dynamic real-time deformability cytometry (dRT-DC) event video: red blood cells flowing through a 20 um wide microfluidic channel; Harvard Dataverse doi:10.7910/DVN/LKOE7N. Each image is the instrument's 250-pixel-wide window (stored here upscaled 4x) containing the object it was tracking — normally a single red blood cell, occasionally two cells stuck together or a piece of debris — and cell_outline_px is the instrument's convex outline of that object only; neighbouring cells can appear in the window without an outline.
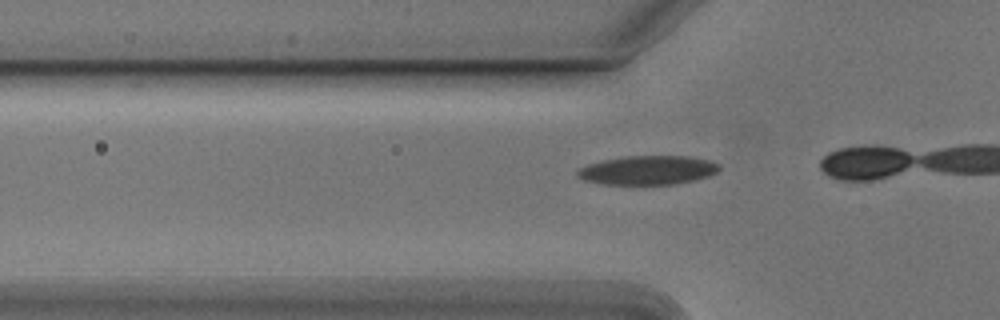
{"species": "Egyptian fruit bat (a non-hibernating species)", "species_latin": "Rousettus aegyptiacus", "temperature_condition": "cold", "stored_images_in_passage": 6, "camera_frame_rate_fps": 3000, "um_per_image_px": 0.085, "animal": {"sex": "male"}, "frame": {"image": 1, "passage_image": 2, "time_ms": 0.333, "image_size_px": [1000, 320], "cell_outline_px": [[720, 168], [716, 172], [708, 176], [692, 180], [672, 184], [600, 184], [584, 180], [576, 176], [576, 172], [580, 168], [588, 164], [604, 160], [624, 156], [688, 156], [708, 160], [720, 164]], "centroid_in_image_um": [55.03, 14.46], "position_along_channel_um": 70.8, "area_um2": 23.81}}